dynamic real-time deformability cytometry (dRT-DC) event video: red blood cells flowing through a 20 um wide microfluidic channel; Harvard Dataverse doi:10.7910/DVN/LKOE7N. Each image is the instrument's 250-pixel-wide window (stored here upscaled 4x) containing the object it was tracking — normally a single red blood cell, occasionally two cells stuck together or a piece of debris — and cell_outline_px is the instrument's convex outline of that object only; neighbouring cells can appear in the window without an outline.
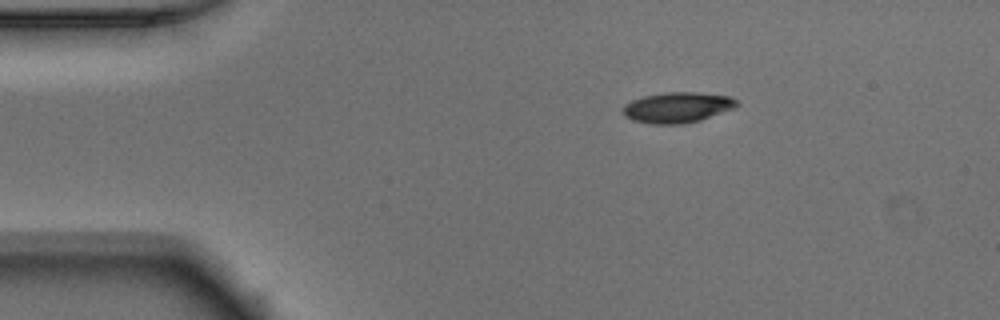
{"species": "Egyptian fruit bat (a non-hibernating species)", "species_latin": "Rousettus aegyptiacus", "temperature_condition": "warm", "stored_images_in_passage": 44, "camera_frame_rate_fps": 3000, "um_per_image_px": 0.085, "animal": {"sex": "male"}, "frame": {"image": 1, "passage_image": 1, "time_ms": 0.0, "image_size_px": [1000, 320], "cell_outline_px": [[740, 104], [732, 108], [700, 120], [684, 124], [652, 124], [632, 120], [624, 116], [624, 104], [632, 100], [644, 96], [664, 92], [696, 92], [728, 96], [736, 100]], "centroid_in_image_um": [57.55, 9.13], "position_along_channel_um": 27.5, "area_um2": 20.11}}
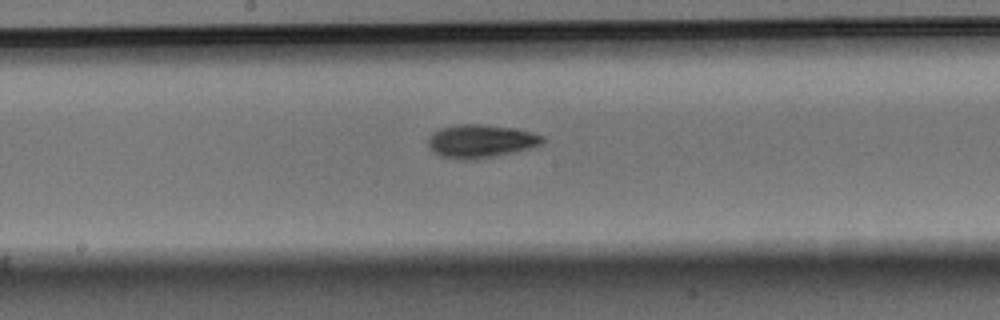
{"frame": {"image": 2, "passage_image": 19, "time_ms": 6.0, "image_size_px": [1000, 320], "cell_outline_px": [[544, 140], [540, 144], [528, 148], [496, 156], [476, 160], [460, 160], [440, 156], [432, 152], [428, 148], [428, 136], [432, 132], [440, 128], [456, 124], [480, 124], [512, 128], [532, 132], [544, 136]], "centroid_in_image_um": [40.78, 12.0], "position_along_channel_um": 207.4, "area_um2": 22.31}}
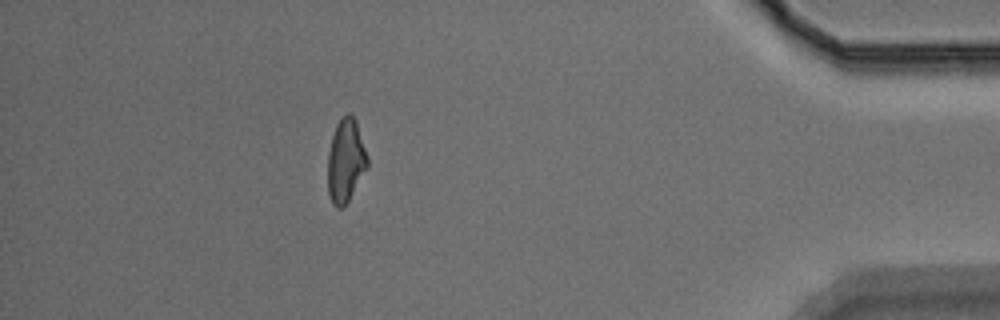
{"frame": {"image": 3, "passage_image": 38, "time_ms": 12.333, "image_size_px": [1000, 320], "cell_outline_px": [[368, 168], [348, 200], [340, 208], [336, 208], [332, 204], [328, 192], [328, 152], [332, 136], [336, 124], [348, 112], [356, 120], [368, 156]], "centroid_in_image_um": [29.39, 13.66], "position_along_channel_um": 405.8, "area_um2": 19.25}, "authors_computed_cell_mechanics": {"area_um2": 20.2878, "velocity_mm_per_s": 3.9202, "shape_relaxation_time_tau1_ms": 3.2579, "shape_relaxation_time_tau2_ms": 4.6187, "deformation_change_tau1": 0.1659, "deformation_change_tau2": 0.1234}}